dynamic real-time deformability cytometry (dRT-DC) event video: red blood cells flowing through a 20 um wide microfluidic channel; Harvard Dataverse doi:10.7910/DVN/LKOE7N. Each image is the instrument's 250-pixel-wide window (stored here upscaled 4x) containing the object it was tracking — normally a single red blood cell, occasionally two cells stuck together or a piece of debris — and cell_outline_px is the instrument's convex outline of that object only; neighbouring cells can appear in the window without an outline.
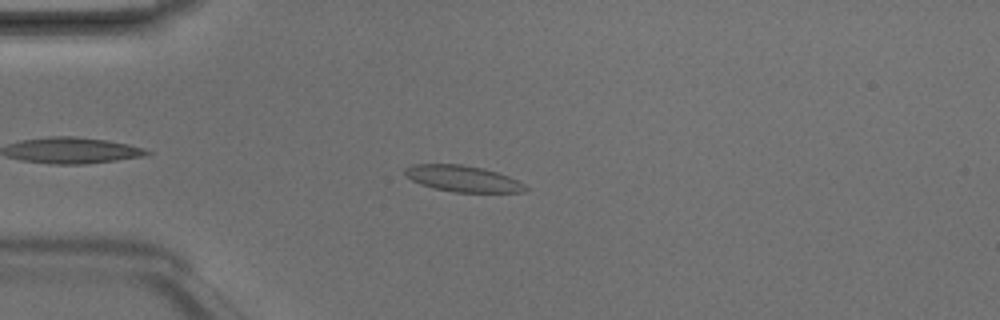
{"species": "Egyptian fruit bat (a non-hibernating species)", "species_latin": "Rousettus aegyptiacus", "temperature_condition": "room temperature", "stored_images_in_passage": 2, "camera_frame_rate_fps": 3000, "um_per_image_px": 0.085, "animal": {"sex": "male"}, "frame": {"image": 1, "passage_image": 2, "time_ms": 0.333, "image_size_px": [1000, 320], "cell_outline_px": [[528, 188], [524, 192], [452, 192], [432, 188], [420, 184], [412, 180], [404, 172], [404, 168], [416, 164], [460, 164], [484, 168], [508, 176], [524, 184]], "centroid_in_image_um": [39.33, 15.19], "position_along_channel_um": 45.7, "area_um2": 18.32}}